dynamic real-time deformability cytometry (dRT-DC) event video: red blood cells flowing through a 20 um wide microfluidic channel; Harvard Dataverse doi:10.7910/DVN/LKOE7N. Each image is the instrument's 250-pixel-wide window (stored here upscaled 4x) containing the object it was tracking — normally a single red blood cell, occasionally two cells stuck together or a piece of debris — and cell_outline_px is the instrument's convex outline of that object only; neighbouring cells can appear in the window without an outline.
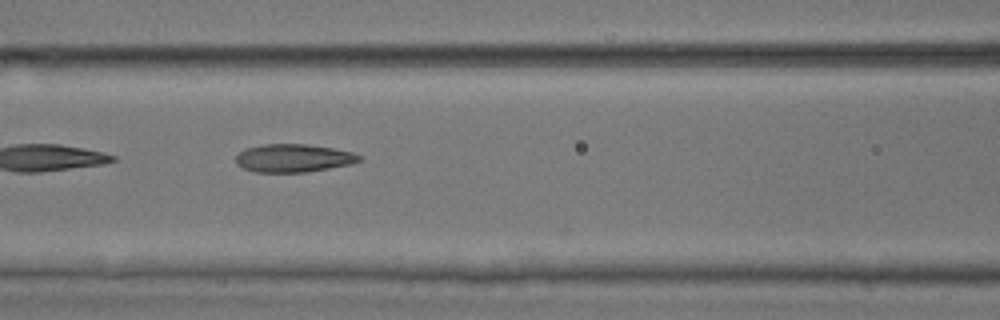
{"species": "common noctule bat (a hibernating species)", "species_latin": "Nyctalus noctula", "temperature_condition": "room temperature", "stored_images_in_passage": 26, "camera_frame_rate_fps": 3000, "um_per_image_px": 0.085, "animal": {"sex": "male", "body_mass_g": 17.9, "forearm_length_mm": 54.2}, "frame": {"image": 1, "passage_image": 10, "time_ms": 3.0, "image_size_px": [1000, 320], "cell_outline_px": [[364, 156], [360, 160], [352, 164], [308, 172], [256, 172], [244, 168], [236, 164], [236, 156], [244, 148], [264, 144], [308, 144], [332, 148], [352, 152]], "centroid_in_image_um": [24.96, 13.44], "position_along_channel_um": 141.6, "area_um2": 20.29}}